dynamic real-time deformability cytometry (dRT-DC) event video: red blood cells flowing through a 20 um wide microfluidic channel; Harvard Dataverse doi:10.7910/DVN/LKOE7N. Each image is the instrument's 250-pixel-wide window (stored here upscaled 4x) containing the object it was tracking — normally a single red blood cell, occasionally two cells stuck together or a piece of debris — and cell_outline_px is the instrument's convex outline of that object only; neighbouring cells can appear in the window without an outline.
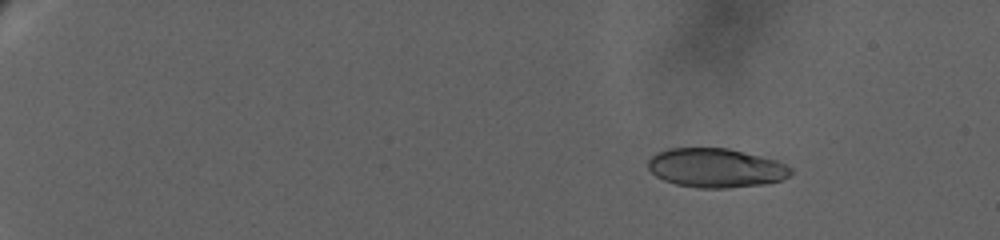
{"species": "human", "species_latin": "Homo sapiens", "temperature_condition": "warm", "stored_images_in_passage": 77, "camera_frame_rate_fps": 3000, "um_per_image_px": 0.085, "donor": {"sex": "female"}, "frame": {"image": 1, "passage_image": 13, "time_ms": 3.667, "image_size_px": [1000, 240], "cell_outline_px": [[792, 172], [784, 180], [764, 184], [728, 188], [700, 188], [676, 184], [664, 180], [656, 176], [648, 168], [648, 160], [656, 152], [668, 148], [728, 148], [776, 160], [792, 168]], "centroid_in_image_um": [60.85, 14.27], "position_along_channel_um": 24.2, "area_um2": 32.6}}
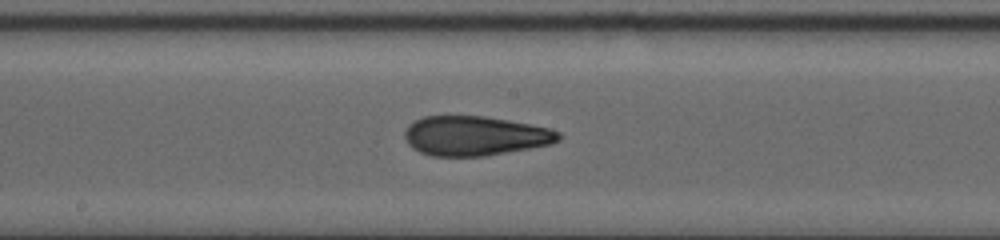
{"frame": {"image": 2, "passage_image": 46, "time_ms": 15.667, "image_size_px": [1000, 240], "cell_outline_px": [[560, 140], [552, 144], [484, 156], [432, 156], [420, 152], [412, 148], [408, 144], [404, 136], [404, 132], [408, 124], [424, 116], [484, 116], [508, 120], [552, 128], [560, 132]], "centroid_in_image_um": [40.37, 11.54], "position_along_channel_um": 207.8, "area_um2": 35.55}}
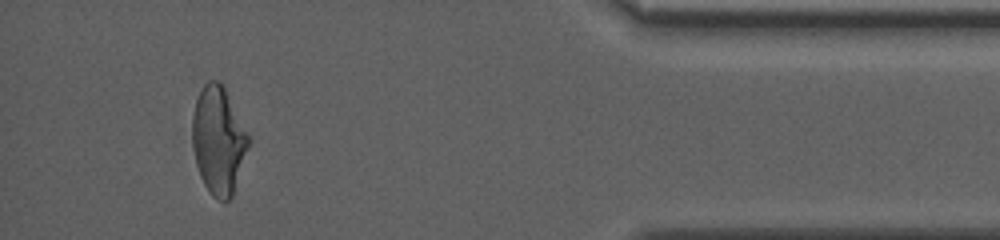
{"frame": {"image": 3, "passage_image": 73, "time_ms": 24.333, "image_size_px": [1000, 240], "cell_outline_px": [[248, 144], [232, 196], [224, 204], [216, 200], [212, 196], [204, 184], [200, 176], [196, 164], [192, 144], [192, 112], [196, 100], [204, 84], [208, 80], [220, 80], [248, 136]], "centroid_in_image_um": [18.51, 11.96], "position_along_channel_um": 416.7, "area_um2": 34.62}, "authors_computed_cell_mechanics": {"area_um2": 34.7378, "velocity_mm_per_s": 2.8452, "shape_relaxation_time_tau1_ms": null, "shape_relaxation_time_tau2_ms": 1.7733, "deformation_change_tau1": null, "deformation_change_tau2": 0.082}}